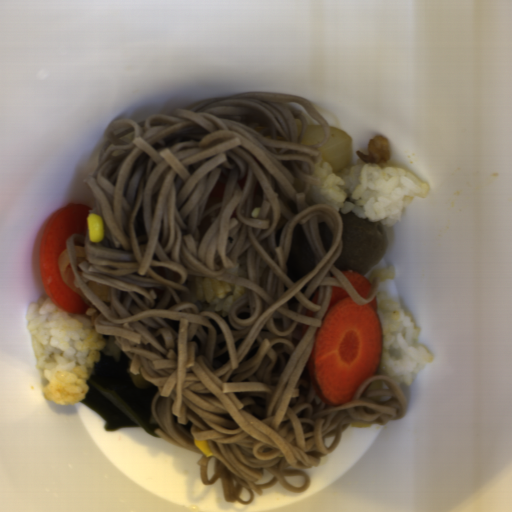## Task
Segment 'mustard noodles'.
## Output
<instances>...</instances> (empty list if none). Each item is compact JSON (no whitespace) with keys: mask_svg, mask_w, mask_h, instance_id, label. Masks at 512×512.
Here are the masks:
<instances>
[{"mask_svg":"<svg viewBox=\"0 0 512 512\" xmlns=\"http://www.w3.org/2000/svg\"><path fill=\"white\" fill-rule=\"evenodd\" d=\"M301 103L325 133L300 146L307 124ZM94 171L83 183L94 197L90 214L104 224L100 243L84 236L85 261L76 264L72 234L66 250L74 275L99 310L95 333L108 335L129 359L135 387L155 386L150 410L164 441L201 455L202 484L221 479L226 503L248 505L276 483L304 494L315 467L336 451L348 424L401 421L409 400L391 377L374 375L345 405L314 391L307 361L332 287L367 305L335 267L344 225L310 195L317 185L318 150L330 126L305 96L244 92L186 106L145 121L121 119L104 132ZM331 230L326 254L316 223ZM301 224L315 265L297 282L286 275L292 227ZM248 248V279L228 271ZM109 289L106 307L83 283ZM217 277L246 289L227 318L189 300L190 277ZM320 287L318 305L312 299ZM316 317L305 316L306 309ZM301 323L311 325L302 338ZM216 457L206 480V457ZM264 468L271 482L257 485ZM285 476H305L302 488ZM250 499L238 498L242 488Z\"/></svg>","mask_w":512,"mask_h":512,"instance_id":"1","label":"mustard noodles"}]
</instances>
